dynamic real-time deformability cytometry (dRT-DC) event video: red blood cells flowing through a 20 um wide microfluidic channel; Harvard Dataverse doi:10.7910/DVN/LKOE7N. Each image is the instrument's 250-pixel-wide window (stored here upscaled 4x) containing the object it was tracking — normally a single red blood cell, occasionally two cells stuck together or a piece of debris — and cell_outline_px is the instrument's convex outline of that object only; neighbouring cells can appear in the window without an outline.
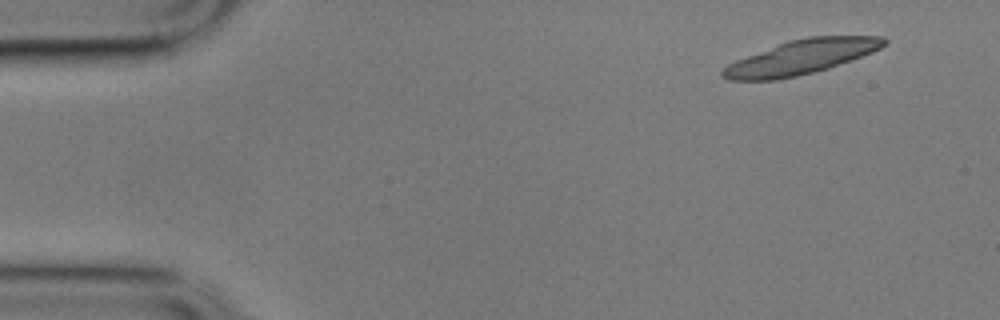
{"species": "common noctule bat (a hibernating species)", "species_latin": "Nyctalus noctula", "temperature_condition": "cold", "stored_images_in_passage": 4, "camera_frame_rate_fps": 3000, "um_per_image_px": 0.085, "animal": {"sex": "male", "body_mass_g": 17.9}, "frame": {"image": 1, "passage_image": 1, "time_ms": 0.0, "image_size_px": [1000, 320], "cell_outline_px": [[888, 44], [872, 52], [828, 68], [796, 76], [776, 80], [728, 80], [720, 76], [720, 72], [728, 64], [736, 60], [788, 40], [808, 36], [884, 36], [888, 40]], "centroid_in_image_um": [68.1, 4.85], "position_along_channel_um": 16.9, "area_um2": 32.14}}